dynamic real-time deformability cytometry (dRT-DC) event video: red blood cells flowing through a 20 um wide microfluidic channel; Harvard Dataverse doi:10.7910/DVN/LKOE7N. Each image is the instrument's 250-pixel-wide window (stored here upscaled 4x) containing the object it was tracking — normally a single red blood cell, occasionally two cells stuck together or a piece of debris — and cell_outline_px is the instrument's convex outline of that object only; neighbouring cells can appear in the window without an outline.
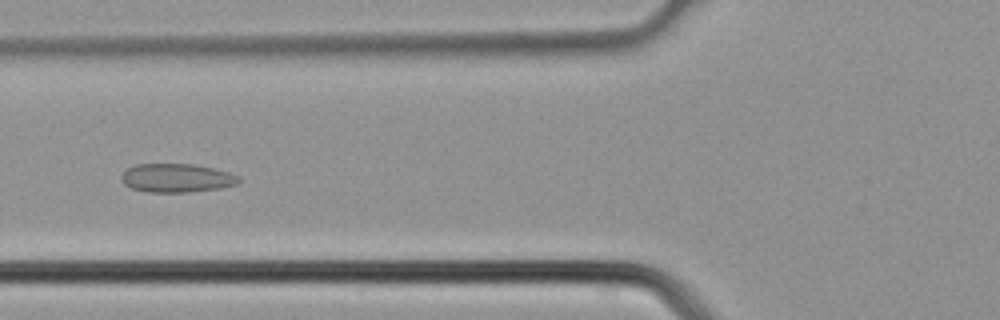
{"species": "common noctule bat (a hibernating species)", "species_latin": "Nyctalus noctula", "temperature_condition": "cold", "stored_images_in_passage": 3, "camera_frame_rate_fps": 3000, "um_per_image_px": 0.085, "animal": {"sex": "male", "body_mass_g": 21.5, "forearm_length_mm": 52.0}, "frame": {"image": 1, "passage_image": 3, "time_ms": 0.667, "image_size_px": [1000, 320], "cell_outline_px": [[240, 180], [236, 184], [220, 188], [184, 192], [148, 192], [132, 188], [124, 184], [120, 176], [128, 168], [136, 164], [192, 164], [212, 168], [228, 172], [240, 176]], "centroid_in_image_um": [15.0, 15.12], "position_along_channel_um": 110.8, "area_um2": 19.42}}